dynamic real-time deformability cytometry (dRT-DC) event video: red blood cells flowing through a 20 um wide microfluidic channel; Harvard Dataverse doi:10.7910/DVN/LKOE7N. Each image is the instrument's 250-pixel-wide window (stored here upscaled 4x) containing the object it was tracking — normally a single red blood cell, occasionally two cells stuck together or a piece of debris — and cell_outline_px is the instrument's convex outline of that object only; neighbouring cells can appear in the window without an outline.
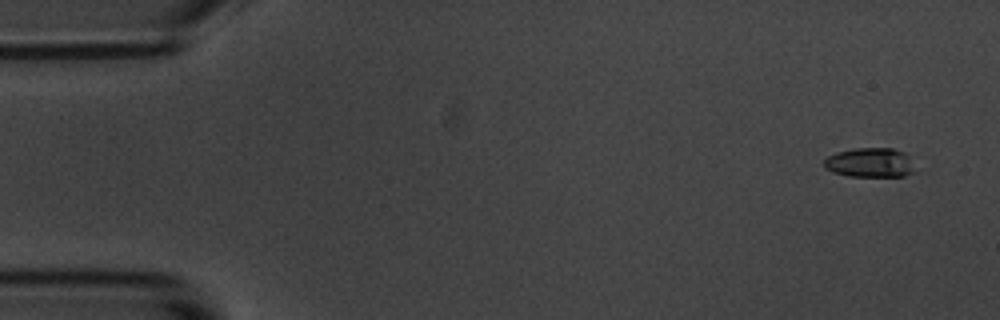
{"species": "common noctule bat (a hibernating species)", "species_latin": "Nyctalus noctula", "temperature_condition": "room temperature", "stored_images_in_passage": 6, "segment_of_instrument_passage": [1, 2], "camera_frame_rate_fps": 3000, "um_per_image_px": 0.085, "animal": {"sex": "male", "body_mass_g": 20.1, "forearm_length_mm": 53.5}, "frame": {"image": 1, "passage_image": 1, "time_ms": 0.0, "image_size_px": [1000, 320], "cell_outline_px": [[912, 172], [904, 176], [848, 176], [832, 172], [824, 168], [824, 160], [828, 156], [836, 152], [852, 148], [892, 148], [904, 152]], "centroid_in_image_um": [73.83, 13.81], "position_along_channel_um": 11.2, "area_um2": 15.26}}